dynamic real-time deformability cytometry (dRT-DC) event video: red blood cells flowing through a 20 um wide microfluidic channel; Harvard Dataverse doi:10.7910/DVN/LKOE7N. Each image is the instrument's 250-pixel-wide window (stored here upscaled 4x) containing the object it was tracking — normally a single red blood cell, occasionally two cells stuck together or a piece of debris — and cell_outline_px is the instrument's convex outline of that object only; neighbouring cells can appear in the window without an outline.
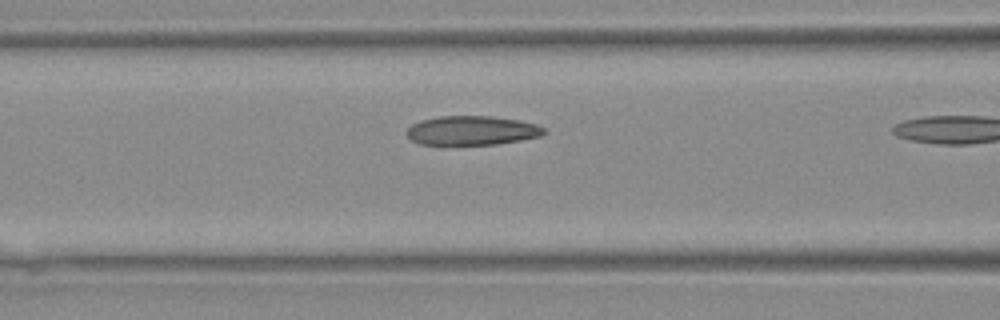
{"species": "Egyptian fruit bat (a non-hibernating species)", "species_latin": "Rousettus aegyptiacus", "temperature_condition": "warm", "stored_images_in_passage": 7, "camera_frame_rate_fps": 3000, "um_per_image_px": 0.085, "animal": {"sex": "female"}, "frame": {"image": 1, "passage_image": 6, "time_ms": 1.667, "image_size_px": [1000, 320], "cell_outline_px": [[548, 132], [540, 136], [520, 140], [496, 144], [420, 144], [412, 140], [404, 132], [412, 124], [420, 120], [440, 116], [492, 116], [520, 120], [536, 124], [544, 128]], "centroid_in_image_um": [40.12, 11.08], "position_along_channel_um": 126.5, "area_um2": 23.35}}